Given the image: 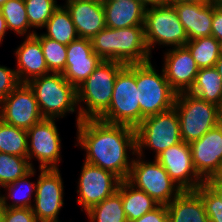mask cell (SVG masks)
I'll return each instance as SVG.
<instances>
[{
  "instance_id": "obj_32",
  "label": "cell",
  "mask_w": 222,
  "mask_h": 222,
  "mask_svg": "<svg viewBox=\"0 0 222 222\" xmlns=\"http://www.w3.org/2000/svg\"><path fill=\"white\" fill-rule=\"evenodd\" d=\"M202 198L210 222H222V181L208 179L195 190Z\"/></svg>"
},
{
  "instance_id": "obj_18",
  "label": "cell",
  "mask_w": 222,
  "mask_h": 222,
  "mask_svg": "<svg viewBox=\"0 0 222 222\" xmlns=\"http://www.w3.org/2000/svg\"><path fill=\"white\" fill-rule=\"evenodd\" d=\"M102 59L94 53L90 39L78 37L67 45L66 67L63 77L77 88L82 84Z\"/></svg>"
},
{
  "instance_id": "obj_11",
  "label": "cell",
  "mask_w": 222,
  "mask_h": 222,
  "mask_svg": "<svg viewBox=\"0 0 222 222\" xmlns=\"http://www.w3.org/2000/svg\"><path fill=\"white\" fill-rule=\"evenodd\" d=\"M59 119L44 118L27 130V157L33 168L32 159L38 161V169H59L62 161V143L56 122Z\"/></svg>"
},
{
  "instance_id": "obj_31",
  "label": "cell",
  "mask_w": 222,
  "mask_h": 222,
  "mask_svg": "<svg viewBox=\"0 0 222 222\" xmlns=\"http://www.w3.org/2000/svg\"><path fill=\"white\" fill-rule=\"evenodd\" d=\"M27 130L7 124L0 119V152L27 157Z\"/></svg>"
},
{
  "instance_id": "obj_5",
  "label": "cell",
  "mask_w": 222,
  "mask_h": 222,
  "mask_svg": "<svg viewBox=\"0 0 222 222\" xmlns=\"http://www.w3.org/2000/svg\"><path fill=\"white\" fill-rule=\"evenodd\" d=\"M141 94L136 85V64L125 65L116 76L109 107L97 119L136 128L140 124Z\"/></svg>"
},
{
  "instance_id": "obj_26",
  "label": "cell",
  "mask_w": 222,
  "mask_h": 222,
  "mask_svg": "<svg viewBox=\"0 0 222 222\" xmlns=\"http://www.w3.org/2000/svg\"><path fill=\"white\" fill-rule=\"evenodd\" d=\"M121 197L128 222L139 219L159 205L146 192L135 188L127 180H121Z\"/></svg>"
},
{
  "instance_id": "obj_27",
  "label": "cell",
  "mask_w": 222,
  "mask_h": 222,
  "mask_svg": "<svg viewBox=\"0 0 222 222\" xmlns=\"http://www.w3.org/2000/svg\"><path fill=\"white\" fill-rule=\"evenodd\" d=\"M43 29L46 31L42 33L45 37L64 45L78 38L70 14L62 4L53 12Z\"/></svg>"
},
{
  "instance_id": "obj_49",
  "label": "cell",
  "mask_w": 222,
  "mask_h": 222,
  "mask_svg": "<svg viewBox=\"0 0 222 222\" xmlns=\"http://www.w3.org/2000/svg\"><path fill=\"white\" fill-rule=\"evenodd\" d=\"M7 0H0V7L6 2Z\"/></svg>"
},
{
  "instance_id": "obj_9",
  "label": "cell",
  "mask_w": 222,
  "mask_h": 222,
  "mask_svg": "<svg viewBox=\"0 0 222 222\" xmlns=\"http://www.w3.org/2000/svg\"><path fill=\"white\" fill-rule=\"evenodd\" d=\"M144 36L151 56L152 50L157 46L167 49L181 47L189 41L179 21L177 10L171 2L145 10Z\"/></svg>"
},
{
  "instance_id": "obj_36",
  "label": "cell",
  "mask_w": 222,
  "mask_h": 222,
  "mask_svg": "<svg viewBox=\"0 0 222 222\" xmlns=\"http://www.w3.org/2000/svg\"><path fill=\"white\" fill-rule=\"evenodd\" d=\"M19 84L15 69L0 64V102Z\"/></svg>"
},
{
  "instance_id": "obj_25",
  "label": "cell",
  "mask_w": 222,
  "mask_h": 222,
  "mask_svg": "<svg viewBox=\"0 0 222 222\" xmlns=\"http://www.w3.org/2000/svg\"><path fill=\"white\" fill-rule=\"evenodd\" d=\"M188 92L220 107L222 105V78L219 72L215 67L199 69L194 84Z\"/></svg>"
},
{
  "instance_id": "obj_2",
  "label": "cell",
  "mask_w": 222,
  "mask_h": 222,
  "mask_svg": "<svg viewBox=\"0 0 222 222\" xmlns=\"http://www.w3.org/2000/svg\"><path fill=\"white\" fill-rule=\"evenodd\" d=\"M91 43L94 53L105 61L129 65L147 63L152 58L146 46L144 26L105 27L91 39Z\"/></svg>"
},
{
  "instance_id": "obj_14",
  "label": "cell",
  "mask_w": 222,
  "mask_h": 222,
  "mask_svg": "<svg viewBox=\"0 0 222 222\" xmlns=\"http://www.w3.org/2000/svg\"><path fill=\"white\" fill-rule=\"evenodd\" d=\"M0 119L24 130L44 119L34 92L27 83H20L0 102Z\"/></svg>"
},
{
  "instance_id": "obj_38",
  "label": "cell",
  "mask_w": 222,
  "mask_h": 222,
  "mask_svg": "<svg viewBox=\"0 0 222 222\" xmlns=\"http://www.w3.org/2000/svg\"><path fill=\"white\" fill-rule=\"evenodd\" d=\"M131 222H169L166 205H158L156 208L147 212L139 219Z\"/></svg>"
},
{
  "instance_id": "obj_19",
  "label": "cell",
  "mask_w": 222,
  "mask_h": 222,
  "mask_svg": "<svg viewBox=\"0 0 222 222\" xmlns=\"http://www.w3.org/2000/svg\"><path fill=\"white\" fill-rule=\"evenodd\" d=\"M78 37L92 39L106 27L102 2L65 0Z\"/></svg>"
},
{
  "instance_id": "obj_12",
  "label": "cell",
  "mask_w": 222,
  "mask_h": 222,
  "mask_svg": "<svg viewBox=\"0 0 222 222\" xmlns=\"http://www.w3.org/2000/svg\"><path fill=\"white\" fill-rule=\"evenodd\" d=\"M35 200L32 206L37 222H61L64 206V183L60 169H39Z\"/></svg>"
},
{
  "instance_id": "obj_7",
  "label": "cell",
  "mask_w": 222,
  "mask_h": 222,
  "mask_svg": "<svg viewBox=\"0 0 222 222\" xmlns=\"http://www.w3.org/2000/svg\"><path fill=\"white\" fill-rule=\"evenodd\" d=\"M137 154L146 158L145 150H151L156 158L159 153L182 141L179 115L175 108L148 116L135 128Z\"/></svg>"
},
{
  "instance_id": "obj_47",
  "label": "cell",
  "mask_w": 222,
  "mask_h": 222,
  "mask_svg": "<svg viewBox=\"0 0 222 222\" xmlns=\"http://www.w3.org/2000/svg\"><path fill=\"white\" fill-rule=\"evenodd\" d=\"M220 124H222V105L220 106Z\"/></svg>"
},
{
  "instance_id": "obj_46",
  "label": "cell",
  "mask_w": 222,
  "mask_h": 222,
  "mask_svg": "<svg viewBox=\"0 0 222 222\" xmlns=\"http://www.w3.org/2000/svg\"><path fill=\"white\" fill-rule=\"evenodd\" d=\"M77 1H93V2H103L104 0H77Z\"/></svg>"
},
{
  "instance_id": "obj_4",
  "label": "cell",
  "mask_w": 222,
  "mask_h": 222,
  "mask_svg": "<svg viewBox=\"0 0 222 222\" xmlns=\"http://www.w3.org/2000/svg\"><path fill=\"white\" fill-rule=\"evenodd\" d=\"M125 64L105 61L77 88V104L81 119H97L110 105L118 72Z\"/></svg>"
},
{
  "instance_id": "obj_45",
  "label": "cell",
  "mask_w": 222,
  "mask_h": 222,
  "mask_svg": "<svg viewBox=\"0 0 222 222\" xmlns=\"http://www.w3.org/2000/svg\"><path fill=\"white\" fill-rule=\"evenodd\" d=\"M214 5H222V0H211Z\"/></svg>"
},
{
  "instance_id": "obj_48",
  "label": "cell",
  "mask_w": 222,
  "mask_h": 222,
  "mask_svg": "<svg viewBox=\"0 0 222 222\" xmlns=\"http://www.w3.org/2000/svg\"><path fill=\"white\" fill-rule=\"evenodd\" d=\"M220 57H222V42H220Z\"/></svg>"
},
{
  "instance_id": "obj_21",
  "label": "cell",
  "mask_w": 222,
  "mask_h": 222,
  "mask_svg": "<svg viewBox=\"0 0 222 222\" xmlns=\"http://www.w3.org/2000/svg\"><path fill=\"white\" fill-rule=\"evenodd\" d=\"M189 40L211 36L214 4L171 1Z\"/></svg>"
},
{
  "instance_id": "obj_40",
  "label": "cell",
  "mask_w": 222,
  "mask_h": 222,
  "mask_svg": "<svg viewBox=\"0 0 222 222\" xmlns=\"http://www.w3.org/2000/svg\"><path fill=\"white\" fill-rule=\"evenodd\" d=\"M143 6L147 9L150 7H158L171 2V0H139Z\"/></svg>"
},
{
  "instance_id": "obj_1",
  "label": "cell",
  "mask_w": 222,
  "mask_h": 222,
  "mask_svg": "<svg viewBox=\"0 0 222 222\" xmlns=\"http://www.w3.org/2000/svg\"><path fill=\"white\" fill-rule=\"evenodd\" d=\"M76 129L74 146L85 151L84 161L127 180L137 154L135 128L99 119H82Z\"/></svg>"
},
{
  "instance_id": "obj_15",
  "label": "cell",
  "mask_w": 222,
  "mask_h": 222,
  "mask_svg": "<svg viewBox=\"0 0 222 222\" xmlns=\"http://www.w3.org/2000/svg\"><path fill=\"white\" fill-rule=\"evenodd\" d=\"M189 145L197 174L204 181L218 179L222 175V124L219 123Z\"/></svg>"
},
{
  "instance_id": "obj_43",
  "label": "cell",
  "mask_w": 222,
  "mask_h": 222,
  "mask_svg": "<svg viewBox=\"0 0 222 222\" xmlns=\"http://www.w3.org/2000/svg\"><path fill=\"white\" fill-rule=\"evenodd\" d=\"M216 70L219 72L220 77L222 78V57H219L218 61L215 63Z\"/></svg>"
},
{
  "instance_id": "obj_20",
  "label": "cell",
  "mask_w": 222,
  "mask_h": 222,
  "mask_svg": "<svg viewBox=\"0 0 222 222\" xmlns=\"http://www.w3.org/2000/svg\"><path fill=\"white\" fill-rule=\"evenodd\" d=\"M13 52L16 59L15 72L20 83L51 73L45 62L40 41L35 36L25 37Z\"/></svg>"
},
{
  "instance_id": "obj_34",
  "label": "cell",
  "mask_w": 222,
  "mask_h": 222,
  "mask_svg": "<svg viewBox=\"0 0 222 222\" xmlns=\"http://www.w3.org/2000/svg\"><path fill=\"white\" fill-rule=\"evenodd\" d=\"M41 44L48 70L53 73H62L66 67L67 45L45 37L42 33L34 35Z\"/></svg>"
},
{
  "instance_id": "obj_16",
  "label": "cell",
  "mask_w": 222,
  "mask_h": 222,
  "mask_svg": "<svg viewBox=\"0 0 222 222\" xmlns=\"http://www.w3.org/2000/svg\"><path fill=\"white\" fill-rule=\"evenodd\" d=\"M181 190H196L205 181L197 174L189 143L181 141L155 158Z\"/></svg>"
},
{
  "instance_id": "obj_6",
  "label": "cell",
  "mask_w": 222,
  "mask_h": 222,
  "mask_svg": "<svg viewBox=\"0 0 222 222\" xmlns=\"http://www.w3.org/2000/svg\"><path fill=\"white\" fill-rule=\"evenodd\" d=\"M153 66L152 61L136 64V85L140 98V123L144 118L172 109L177 92L169 85L163 69ZM161 72V73H159Z\"/></svg>"
},
{
  "instance_id": "obj_17",
  "label": "cell",
  "mask_w": 222,
  "mask_h": 222,
  "mask_svg": "<svg viewBox=\"0 0 222 222\" xmlns=\"http://www.w3.org/2000/svg\"><path fill=\"white\" fill-rule=\"evenodd\" d=\"M162 69L169 85L177 92H188L199 68L185 46L168 48L163 53Z\"/></svg>"
},
{
  "instance_id": "obj_3",
  "label": "cell",
  "mask_w": 222,
  "mask_h": 222,
  "mask_svg": "<svg viewBox=\"0 0 222 222\" xmlns=\"http://www.w3.org/2000/svg\"><path fill=\"white\" fill-rule=\"evenodd\" d=\"M33 90L43 118L63 119L76 114L75 126L82 120L77 104L76 88L62 73H49L27 83Z\"/></svg>"
},
{
  "instance_id": "obj_30",
  "label": "cell",
  "mask_w": 222,
  "mask_h": 222,
  "mask_svg": "<svg viewBox=\"0 0 222 222\" xmlns=\"http://www.w3.org/2000/svg\"><path fill=\"white\" fill-rule=\"evenodd\" d=\"M185 47L191 53L199 69L214 67L220 57V42L213 36L189 40Z\"/></svg>"
},
{
  "instance_id": "obj_33",
  "label": "cell",
  "mask_w": 222,
  "mask_h": 222,
  "mask_svg": "<svg viewBox=\"0 0 222 222\" xmlns=\"http://www.w3.org/2000/svg\"><path fill=\"white\" fill-rule=\"evenodd\" d=\"M32 169L28 157L0 152V188L25 176Z\"/></svg>"
},
{
  "instance_id": "obj_13",
  "label": "cell",
  "mask_w": 222,
  "mask_h": 222,
  "mask_svg": "<svg viewBox=\"0 0 222 222\" xmlns=\"http://www.w3.org/2000/svg\"><path fill=\"white\" fill-rule=\"evenodd\" d=\"M77 182V204L86 212L92 206L114 194L121 179L114 173L93 164L83 162Z\"/></svg>"
},
{
  "instance_id": "obj_42",
  "label": "cell",
  "mask_w": 222,
  "mask_h": 222,
  "mask_svg": "<svg viewBox=\"0 0 222 222\" xmlns=\"http://www.w3.org/2000/svg\"><path fill=\"white\" fill-rule=\"evenodd\" d=\"M171 1H182V2H191V3H199V4H210L211 0H171Z\"/></svg>"
},
{
  "instance_id": "obj_37",
  "label": "cell",
  "mask_w": 222,
  "mask_h": 222,
  "mask_svg": "<svg viewBox=\"0 0 222 222\" xmlns=\"http://www.w3.org/2000/svg\"><path fill=\"white\" fill-rule=\"evenodd\" d=\"M2 222H37L32 208H4Z\"/></svg>"
},
{
  "instance_id": "obj_23",
  "label": "cell",
  "mask_w": 222,
  "mask_h": 222,
  "mask_svg": "<svg viewBox=\"0 0 222 222\" xmlns=\"http://www.w3.org/2000/svg\"><path fill=\"white\" fill-rule=\"evenodd\" d=\"M166 208L169 222H210L203 200L195 190H183Z\"/></svg>"
},
{
  "instance_id": "obj_24",
  "label": "cell",
  "mask_w": 222,
  "mask_h": 222,
  "mask_svg": "<svg viewBox=\"0 0 222 222\" xmlns=\"http://www.w3.org/2000/svg\"><path fill=\"white\" fill-rule=\"evenodd\" d=\"M36 173L33 168L25 176L5 185L4 194L0 190V201L5 208H32L35 200L32 197L35 198L37 182H31L29 178L36 176Z\"/></svg>"
},
{
  "instance_id": "obj_39",
  "label": "cell",
  "mask_w": 222,
  "mask_h": 222,
  "mask_svg": "<svg viewBox=\"0 0 222 222\" xmlns=\"http://www.w3.org/2000/svg\"><path fill=\"white\" fill-rule=\"evenodd\" d=\"M211 36L222 42V5H214Z\"/></svg>"
},
{
  "instance_id": "obj_44",
  "label": "cell",
  "mask_w": 222,
  "mask_h": 222,
  "mask_svg": "<svg viewBox=\"0 0 222 222\" xmlns=\"http://www.w3.org/2000/svg\"><path fill=\"white\" fill-rule=\"evenodd\" d=\"M4 208L5 207L2 205V203L0 201V222H2V220H3Z\"/></svg>"
},
{
  "instance_id": "obj_28",
  "label": "cell",
  "mask_w": 222,
  "mask_h": 222,
  "mask_svg": "<svg viewBox=\"0 0 222 222\" xmlns=\"http://www.w3.org/2000/svg\"><path fill=\"white\" fill-rule=\"evenodd\" d=\"M88 222H128L123 209L121 182L118 190L84 212Z\"/></svg>"
},
{
  "instance_id": "obj_8",
  "label": "cell",
  "mask_w": 222,
  "mask_h": 222,
  "mask_svg": "<svg viewBox=\"0 0 222 222\" xmlns=\"http://www.w3.org/2000/svg\"><path fill=\"white\" fill-rule=\"evenodd\" d=\"M174 108L179 115L182 141L186 143L200 139L220 123V107L189 92L177 93Z\"/></svg>"
},
{
  "instance_id": "obj_10",
  "label": "cell",
  "mask_w": 222,
  "mask_h": 222,
  "mask_svg": "<svg viewBox=\"0 0 222 222\" xmlns=\"http://www.w3.org/2000/svg\"><path fill=\"white\" fill-rule=\"evenodd\" d=\"M127 181L146 192L159 205H168L181 192L163 166L154 158L148 161L136 154Z\"/></svg>"
},
{
  "instance_id": "obj_41",
  "label": "cell",
  "mask_w": 222,
  "mask_h": 222,
  "mask_svg": "<svg viewBox=\"0 0 222 222\" xmlns=\"http://www.w3.org/2000/svg\"><path fill=\"white\" fill-rule=\"evenodd\" d=\"M7 26H6V21L2 15V12L0 10V45L2 44L3 40L5 39V35L8 33L7 32Z\"/></svg>"
},
{
  "instance_id": "obj_35",
  "label": "cell",
  "mask_w": 222,
  "mask_h": 222,
  "mask_svg": "<svg viewBox=\"0 0 222 222\" xmlns=\"http://www.w3.org/2000/svg\"><path fill=\"white\" fill-rule=\"evenodd\" d=\"M30 28H44L53 12L60 6L57 0H24Z\"/></svg>"
},
{
  "instance_id": "obj_29",
  "label": "cell",
  "mask_w": 222,
  "mask_h": 222,
  "mask_svg": "<svg viewBox=\"0 0 222 222\" xmlns=\"http://www.w3.org/2000/svg\"><path fill=\"white\" fill-rule=\"evenodd\" d=\"M0 10L6 21L8 31L21 37L34 36L37 32L30 28L24 0H7Z\"/></svg>"
},
{
  "instance_id": "obj_22",
  "label": "cell",
  "mask_w": 222,
  "mask_h": 222,
  "mask_svg": "<svg viewBox=\"0 0 222 222\" xmlns=\"http://www.w3.org/2000/svg\"><path fill=\"white\" fill-rule=\"evenodd\" d=\"M106 27L121 29L144 26L146 8L139 0H104Z\"/></svg>"
}]
</instances>
